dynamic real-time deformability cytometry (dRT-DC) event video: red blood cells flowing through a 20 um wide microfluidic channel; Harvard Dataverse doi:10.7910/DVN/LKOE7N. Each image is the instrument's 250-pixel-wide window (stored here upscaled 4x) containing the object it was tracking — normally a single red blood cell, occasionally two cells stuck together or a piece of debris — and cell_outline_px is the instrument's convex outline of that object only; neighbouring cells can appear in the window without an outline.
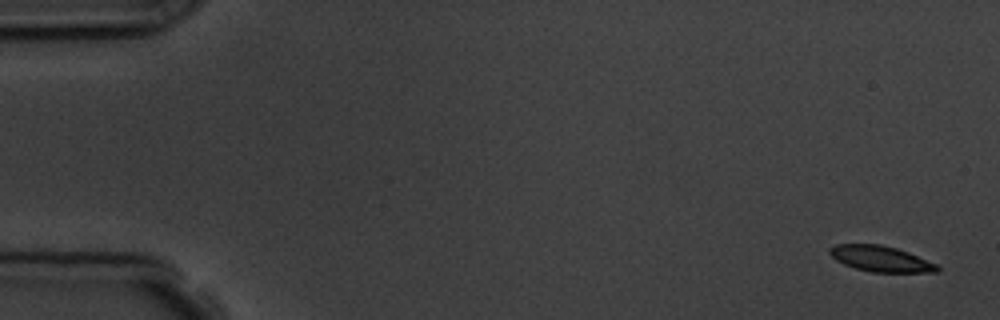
{"species": "common noctule bat (a hibernating species)", "species_latin": "Nyctalus noctula", "temperature_condition": "room temperature", "stored_images_in_passage": 4, "camera_frame_rate_fps": 3000, "um_per_image_px": 0.085, "animal": {"sex": "male", "body_mass_g": 19.5, "forearm_length_mm": 54.6}, "frame": {"image": 1, "passage_image": 1, "time_ms": 0.0, "image_size_px": [1000, 320], "cell_outline_px": [[940, 272], [872, 272], [856, 268], [844, 264], [836, 260], [828, 252], [828, 248], [836, 244], [880, 244], [896, 248], [908, 252], [936, 264], [940, 268]], "centroid_in_image_um": [74.85, 21.99], "position_along_channel_um": 10.2, "area_um2": 16.07}}
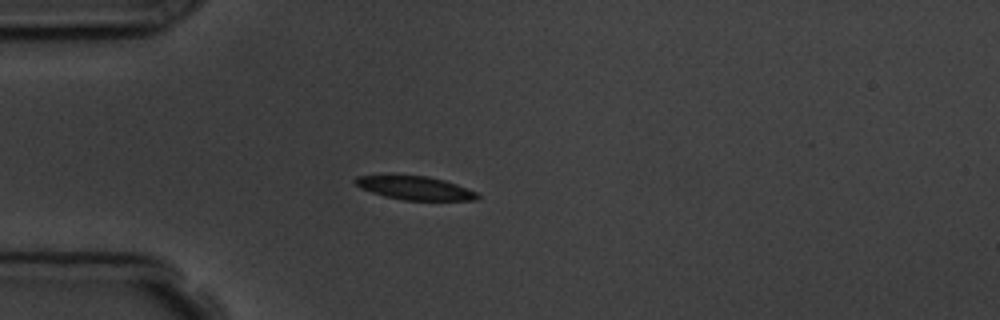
{"frame": {"image": 2, "passage_image": 4, "time_ms": 4.333, "image_size_px": [1000, 320], "cell_outline_px": [[480, 196], [476, 200], [404, 200], [384, 196], [360, 188], [352, 180], [356, 176], [380, 172], [392, 172], [428, 176], [444, 180], [456, 184], [476, 192]], "centroid_in_image_um": [35.12, 15.91], "position_along_channel_um": 49.9, "area_um2": 17.69}}